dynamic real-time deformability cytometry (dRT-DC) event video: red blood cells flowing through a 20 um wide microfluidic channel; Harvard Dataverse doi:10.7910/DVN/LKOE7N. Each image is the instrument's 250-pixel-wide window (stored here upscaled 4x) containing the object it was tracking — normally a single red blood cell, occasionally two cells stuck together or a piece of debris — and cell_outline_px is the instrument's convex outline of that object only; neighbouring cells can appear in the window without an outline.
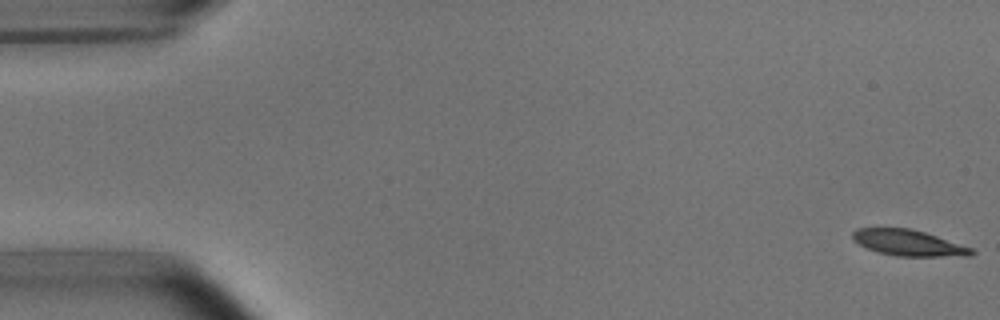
{"species": "common noctule bat (a hibernating species)", "species_latin": "Nyctalus noctula", "temperature_condition": "room temperature", "stored_images_in_passage": 5, "camera_frame_rate_fps": 3000, "um_per_image_px": 0.085, "animal": {"sex": "male", "body_mass_g": 15.6}, "frame": {"image": 1, "passage_image": 1, "time_ms": 0.0, "image_size_px": [1000, 320], "cell_outline_px": [[976, 252], [972, 256], [896, 256], [880, 252], [868, 248], [852, 240], [852, 232], [856, 228], [908, 228], [924, 232], [972, 248]], "centroid_in_image_um": [77.22, 20.64], "position_along_channel_um": 7.8, "area_um2": 17.8}}